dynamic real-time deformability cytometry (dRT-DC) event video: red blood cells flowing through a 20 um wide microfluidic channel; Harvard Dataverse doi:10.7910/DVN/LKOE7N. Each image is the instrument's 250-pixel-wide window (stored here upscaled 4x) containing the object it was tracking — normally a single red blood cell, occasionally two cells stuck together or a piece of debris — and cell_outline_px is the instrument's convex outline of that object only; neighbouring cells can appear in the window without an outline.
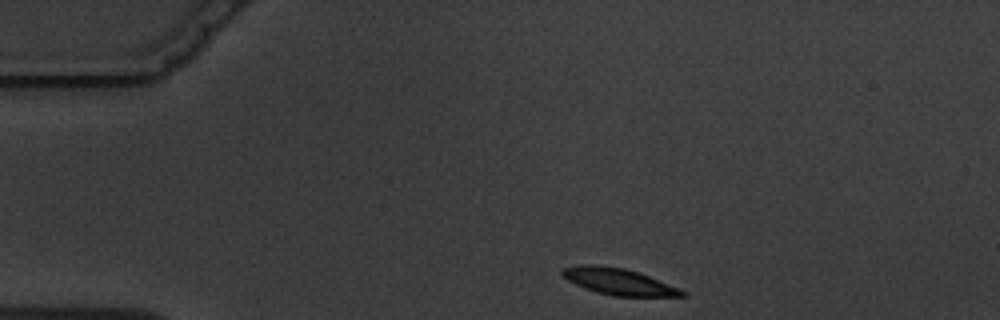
{"species": "common noctule bat (a hibernating species)", "species_latin": "Nyctalus noctula", "temperature_condition": "warm", "stored_images_in_passage": 3, "camera_frame_rate_fps": 3000, "um_per_image_px": 0.085, "animal": {"sex": "male", "body_mass_g": 19.5, "forearm_length_mm": 54.6}, "frame": {"image": 1, "passage_image": 1, "time_ms": 0.0, "image_size_px": [1000, 320], "cell_outline_px": [[688, 296], [612, 296], [596, 292], [584, 288], [568, 280], [560, 272], [564, 268], [576, 264], [596, 264], [624, 268], [648, 276], [680, 288], [688, 292]], "centroid_in_image_um": [52.59, 23.93], "position_along_channel_um": 32.4, "area_um2": 18.5}}
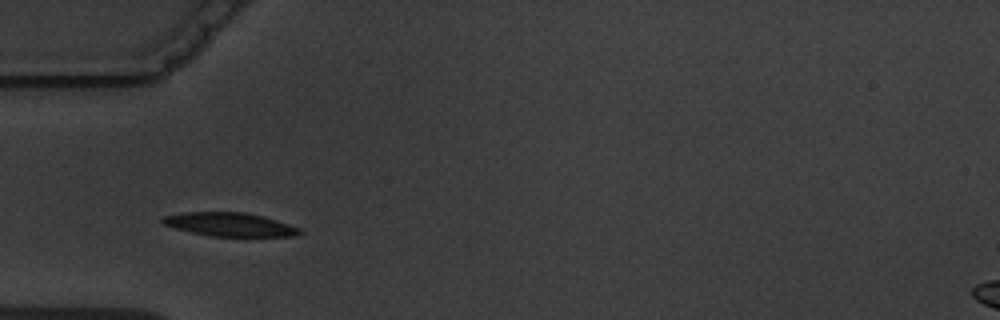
{"frame": {"image": 2, "passage_image": 3, "time_ms": 2.333, "image_size_px": [1000, 320], "cell_outline_px": [[304, 232], [300, 236], [208, 236], [176, 228], [164, 224], [160, 220], [164, 216], [188, 212], [244, 212], [260, 216], [288, 224], [300, 228]], "centroid_in_image_um": [19.56, 19.09], "position_along_channel_um": 65.4, "area_um2": 18.61}}